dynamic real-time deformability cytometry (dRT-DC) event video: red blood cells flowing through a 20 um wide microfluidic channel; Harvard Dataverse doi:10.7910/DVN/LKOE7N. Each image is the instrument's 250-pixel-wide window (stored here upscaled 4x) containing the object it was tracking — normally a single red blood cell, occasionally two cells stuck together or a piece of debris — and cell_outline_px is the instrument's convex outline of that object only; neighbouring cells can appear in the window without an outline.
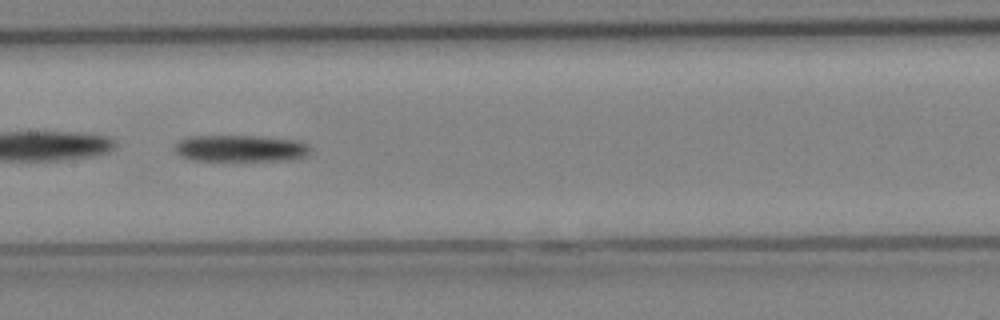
{"species": "Egyptian fruit bat (a non-hibernating species)", "species_latin": "Rousettus aegyptiacus", "temperature_condition": "cold", "stored_images_in_passage": 24, "camera_frame_rate_fps": 3000, "um_per_image_px": 0.085, "animal": {"sex": "female"}, "frame": {"image": 1, "passage_image": 11, "time_ms": 3.333, "image_size_px": [1000, 320], "cell_outline_px": [[312, 148], [308, 156], [288, 160], [192, 160], [180, 156], [172, 148], [172, 144], [188, 136], [252, 136], [300, 140], [308, 144]], "centroid_in_image_um": [20.44, 12.61], "position_along_channel_um": 187.0, "area_um2": 21.33}}
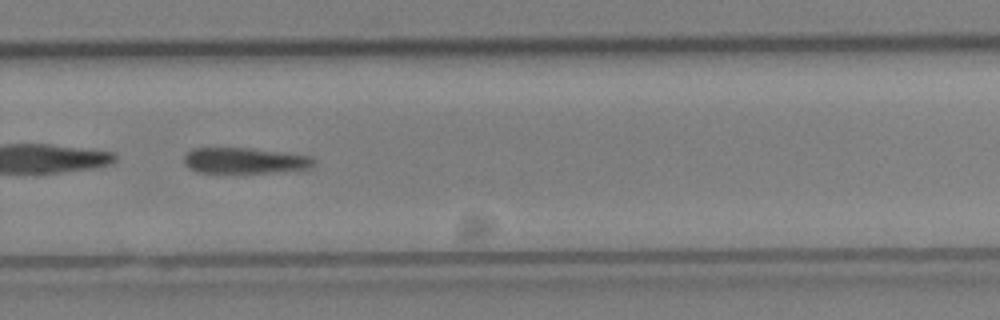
{"frame": {"image": 2, "passage_image": 17, "time_ms": 5.333, "image_size_px": [1000, 320], "cell_outline_px": [[316, 164], [312, 168], [268, 172], [196, 172], [188, 168], [184, 164], [184, 156], [192, 148], [248, 148], [312, 156], [316, 160]], "centroid_in_image_um": [20.8, 13.65], "position_along_channel_um": 309.0, "area_um2": 19.42}}